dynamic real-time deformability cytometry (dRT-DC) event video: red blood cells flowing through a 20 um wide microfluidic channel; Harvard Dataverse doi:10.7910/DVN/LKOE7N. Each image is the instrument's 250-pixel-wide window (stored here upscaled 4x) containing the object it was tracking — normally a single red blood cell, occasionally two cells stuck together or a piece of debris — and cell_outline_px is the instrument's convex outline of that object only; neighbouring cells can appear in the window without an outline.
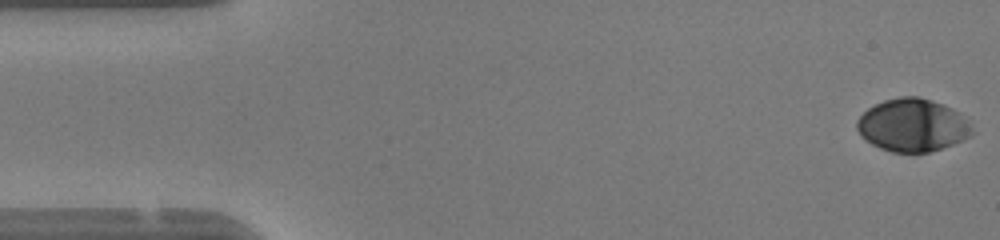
{"species": "human", "species_latin": "Homo sapiens", "temperature_condition": "warm", "stored_images_in_passage": 48, "camera_frame_rate_fps": 3000, "um_per_image_px": 0.085, "donor": {"sex": "female"}, "frame": {"image": 1, "passage_image": 1, "time_ms": 0.0, "image_size_px": [1000, 240], "cell_outline_px": [[976, 132], [952, 144], [928, 152], [892, 152], [880, 148], [872, 144], [860, 136], [856, 128], [856, 120], [868, 108], [884, 100], [900, 96], [920, 96], [944, 104], [960, 112], [972, 124]], "centroid_in_image_um": [77.57, 10.62], "position_along_channel_um": 7.4, "area_um2": 35.66}}
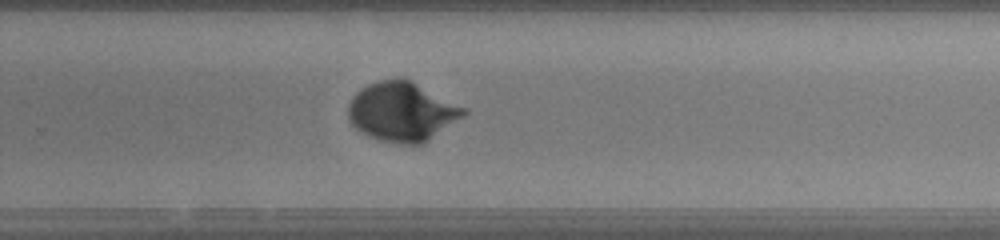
{"frame": {"image": 2, "passage_image": 31, "time_ms": 10.0, "image_size_px": [1000, 240], "cell_outline_px": [[468, 112], [464, 116], [424, 144], [400, 144], [380, 140], [368, 136], [360, 132], [348, 120], [348, 104], [352, 96], [360, 88], [368, 84], [380, 80], [408, 80], [468, 108]], "centroid_in_image_um": [34.17, 9.52], "position_along_channel_um": 295.6, "area_um2": 39.77}}
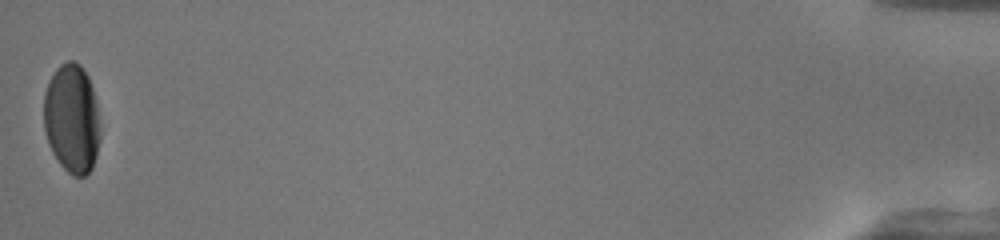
{"frame": {"image": 3, "passage_image": 48, "time_ms": 15.667, "image_size_px": [1000, 240], "cell_outline_px": [[100, 140], [96, 156], [92, 168], [84, 176], [72, 176], [60, 164], [52, 152], [44, 132], [44, 92], [48, 80], [56, 68], [60, 64], [68, 60], [76, 60], [80, 64], [88, 76], [96, 100], [100, 120]], "centroid_in_image_um": [6.11, 10.06], "position_along_channel_um": 429.1, "area_um2": 36.41}, "authors_computed_cell_mechanics": {"area_um2": 37.0209, "velocity_mm_per_s": 4.2012, "shape_relaxation_time_tau1_ms": 3.0548, "shape_relaxation_time_tau2_ms": null, "deformation_change_tau1": 0.1674, "deformation_change_tau2": null}}